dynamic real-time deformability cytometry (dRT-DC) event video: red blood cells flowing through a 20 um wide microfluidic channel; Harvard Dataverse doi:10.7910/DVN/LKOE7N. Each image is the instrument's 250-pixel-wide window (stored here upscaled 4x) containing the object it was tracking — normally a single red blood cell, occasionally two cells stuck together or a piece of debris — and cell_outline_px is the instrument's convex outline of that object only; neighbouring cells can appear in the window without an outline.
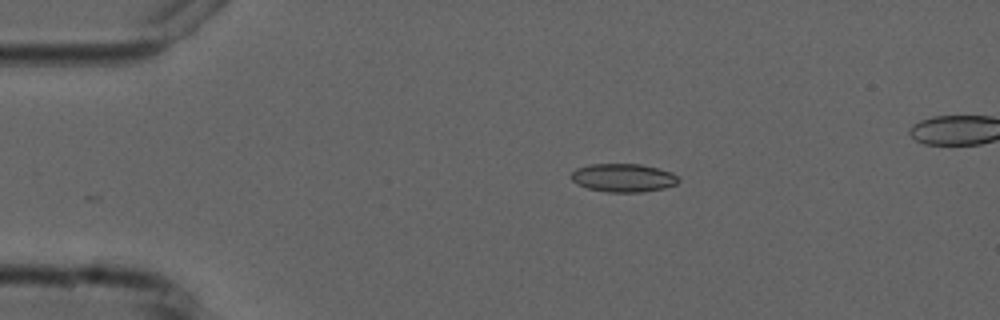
{"species": "common noctule bat (a hibernating species)", "species_latin": "Nyctalus noctula", "temperature_condition": "cold", "stored_images_in_passage": 4, "camera_frame_rate_fps": 3000, "um_per_image_px": 0.085, "animal": {"sex": "male", "forearm_length_mm": 52.5}, "frame": {"image": 1, "passage_image": 2, "time_ms": 2.0, "image_size_px": [1000, 320], "cell_outline_px": [[680, 180], [676, 184], [664, 188], [644, 192], [608, 192], [588, 188], [576, 184], [572, 180], [572, 172], [576, 168], [592, 164], [640, 164], [672, 172]], "centroid_in_image_um": [52.98, 15.11], "position_along_channel_um": 32.0, "area_um2": 17.63}}